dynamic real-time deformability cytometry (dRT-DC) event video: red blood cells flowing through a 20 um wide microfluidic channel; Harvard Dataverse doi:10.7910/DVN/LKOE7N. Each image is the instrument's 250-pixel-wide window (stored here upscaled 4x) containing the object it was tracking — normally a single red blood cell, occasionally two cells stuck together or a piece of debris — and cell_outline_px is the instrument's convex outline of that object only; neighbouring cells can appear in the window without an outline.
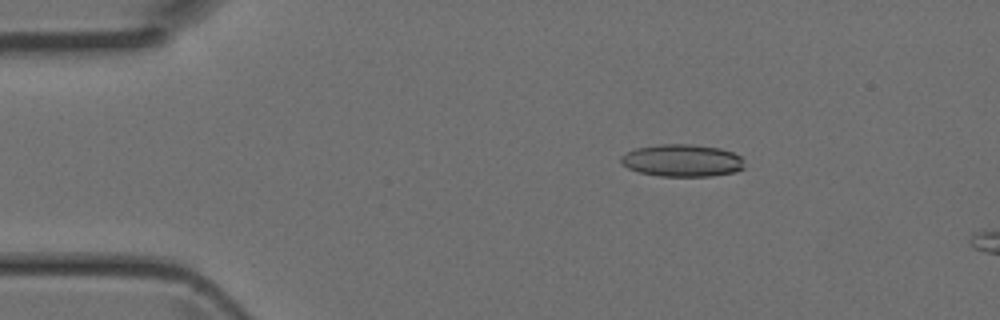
{"species": "Egyptian fruit bat (a non-hibernating species)", "species_latin": "Rousettus aegyptiacus", "temperature_condition": "room temperature", "stored_images_in_passage": 6, "camera_frame_rate_fps": 3000, "um_per_image_px": 0.085, "animal": {"sex": "female"}, "frame": {"image": 1, "passage_image": 3, "time_ms": 0.667, "image_size_px": [1000, 320], "cell_outline_px": [[744, 168], [736, 172], [712, 176], [660, 176], [640, 172], [628, 168], [620, 164], [620, 156], [636, 148], [660, 144], [692, 144], [720, 148], [732, 152], [740, 156]], "centroid_in_image_um": [57.97, 13.64], "position_along_channel_um": 27.0, "area_um2": 23.29}}
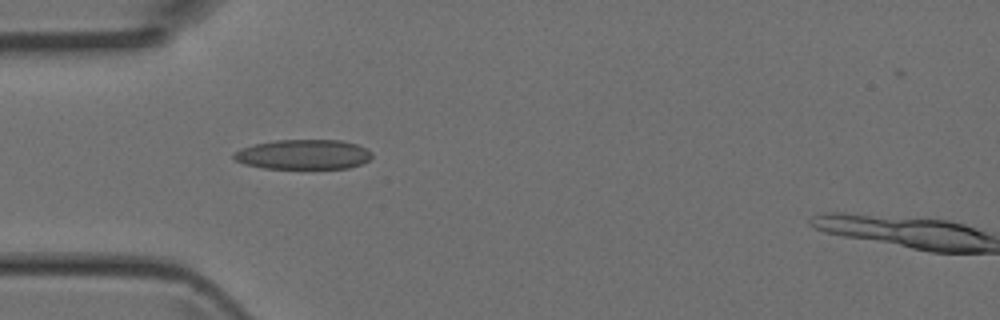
{"frame": {"image": 2, "passage_image": 5, "time_ms": 1.333, "image_size_px": [1000, 320], "cell_outline_px": [[372, 156], [368, 160], [360, 164], [348, 168], [264, 168], [244, 164], [236, 160], [232, 156], [240, 148], [256, 144], [276, 140], [340, 140], [356, 144], [372, 152]], "centroid_in_image_um": [25.78, 13.13], "position_along_channel_um": 59.2, "area_um2": 23.76}}